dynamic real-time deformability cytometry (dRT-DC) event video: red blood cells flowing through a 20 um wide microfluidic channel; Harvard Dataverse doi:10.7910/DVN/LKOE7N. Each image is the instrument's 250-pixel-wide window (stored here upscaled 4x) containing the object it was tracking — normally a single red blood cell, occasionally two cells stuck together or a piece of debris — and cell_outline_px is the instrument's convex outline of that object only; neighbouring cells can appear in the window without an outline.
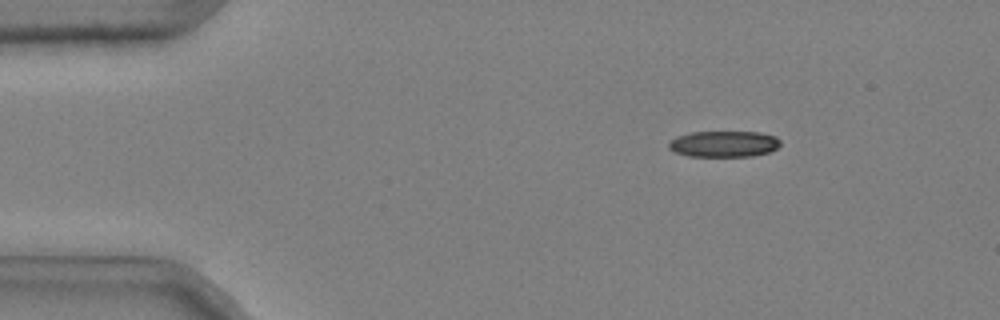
{"species": "common noctule bat (a hibernating species)", "species_latin": "Nyctalus noctula", "temperature_condition": "cold", "stored_images_in_passage": 47, "camera_frame_rate_fps": 3000, "um_per_image_px": 0.085, "animal": {"sex": "male", "body_mass_g": 20.4}, "frame": {"image": 1, "passage_image": 5, "time_ms": 1.333, "image_size_px": [1000, 320], "cell_outline_px": [[780, 144], [776, 148], [768, 152], [752, 156], [688, 156], [676, 152], [668, 148], [668, 144], [676, 136], [692, 132], [760, 132], [776, 136], [780, 140]], "centroid_in_image_um": [61.53, 12.23], "position_along_channel_um": 23.5, "area_um2": 16.94}}
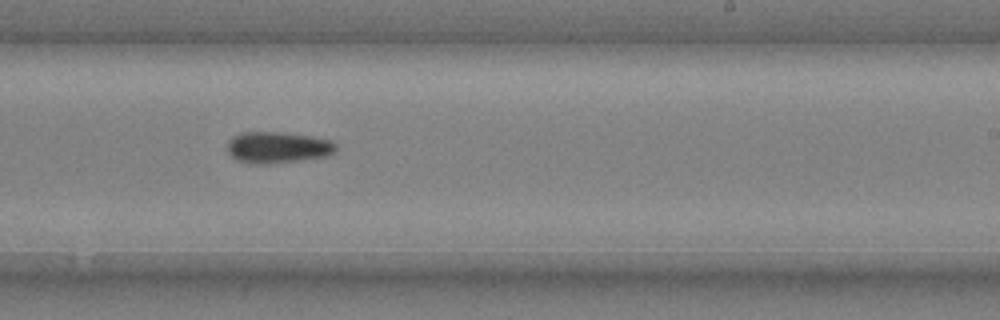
{"frame": {"image": 2, "passage_image": 30, "time_ms": 9.667, "image_size_px": [1000, 320], "cell_outline_px": [[336, 152], [328, 156], [300, 160], [268, 164], [248, 164], [236, 160], [228, 152], [228, 140], [232, 136], [240, 132], [276, 132], [312, 136], [332, 140], [336, 144]], "centroid_in_image_um": [23.6, 12.53], "position_along_channel_um": 265.4, "area_um2": 20.11}}
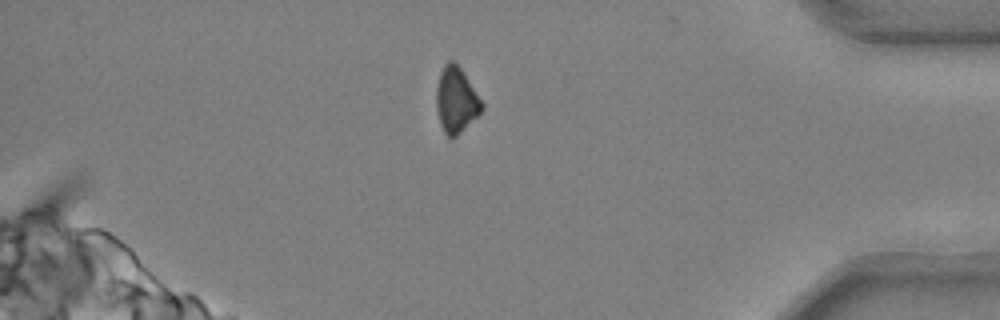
{"frame": {"image": 3, "passage_image": 43, "time_ms": 14.0, "image_size_px": [1000, 320], "cell_outline_px": [[484, 104], [480, 112], [452, 140], [444, 132], [440, 124], [436, 108], [436, 88], [440, 72], [444, 64], [448, 60], [452, 60], [460, 68]], "centroid_in_image_um": [38.73, 8.5], "position_along_channel_um": 396.5, "area_um2": 17.11}, "authors_computed_cell_mechanics": {"area_um2": 18.4382, "velocity_mm_per_s": 3.7282, "shape_relaxation_time_tau1_ms": 5.26, "shape_relaxation_time_tau2_ms": null, "deformation_change_tau1": 0.126, "deformation_change_tau2": null}}